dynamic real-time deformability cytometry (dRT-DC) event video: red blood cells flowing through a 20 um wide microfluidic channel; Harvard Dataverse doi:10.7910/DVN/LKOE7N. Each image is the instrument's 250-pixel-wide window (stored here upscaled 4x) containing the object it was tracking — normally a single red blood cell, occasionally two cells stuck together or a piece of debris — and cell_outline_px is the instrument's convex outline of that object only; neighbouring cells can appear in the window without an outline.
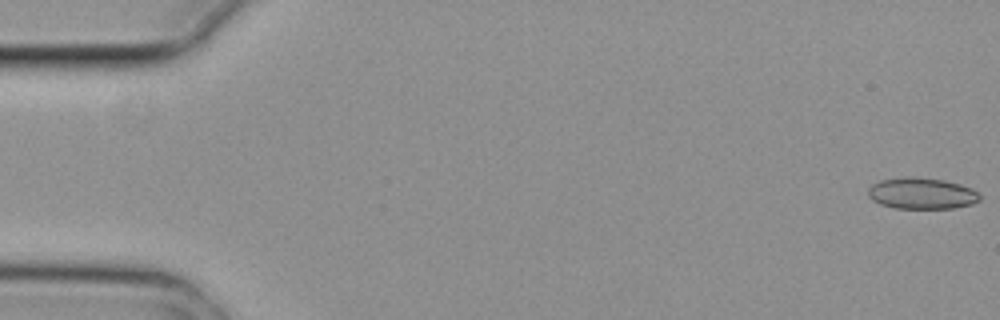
{"species": "common noctule bat (a hibernating species)", "species_latin": "Nyctalus noctula", "temperature_condition": "cold", "stored_images_in_passage": 6, "camera_frame_rate_fps": 3000, "um_per_image_px": 0.085, "animal": {"sex": "female", "body_mass_g": 29.2, "forearm_length_mm": 56.3}, "frame": {"image": 1, "passage_image": 1, "time_ms": 0.0, "image_size_px": [1000, 320], "cell_outline_px": [[980, 200], [972, 204], [952, 208], [896, 208], [880, 204], [872, 200], [868, 196], [868, 188], [872, 184], [880, 180], [904, 176], [912, 176], [944, 180], [960, 184], [972, 188], [980, 196]], "centroid_in_image_um": [78.32, 16.43], "position_along_channel_um": 6.7, "area_um2": 20.46}}
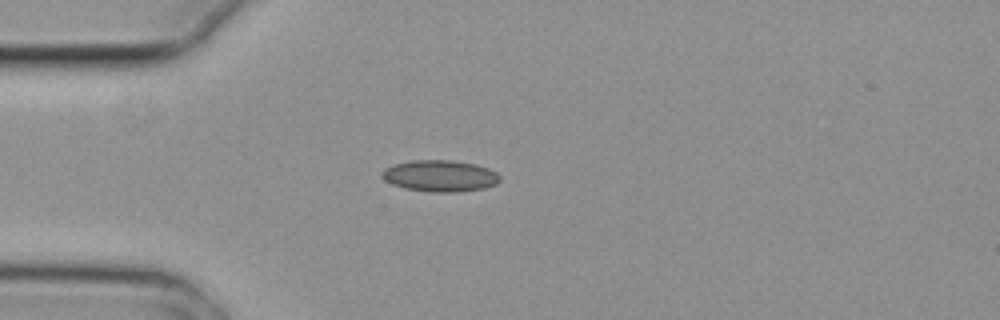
{"frame": {"image": 2, "passage_image": 5, "time_ms": 1.333, "image_size_px": [1000, 320], "cell_outline_px": [[500, 180], [496, 184], [484, 188], [460, 192], [432, 192], [404, 188], [392, 184], [384, 180], [380, 176], [380, 172], [384, 168], [392, 164], [412, 160], [452, 160], [476, 164], [488, 168], [496, 172], [500, 176]], "centroid_in_image_um": [37.37, 14.94], "position_along_channel_um": 47.6, "area_um2": 21.91}}